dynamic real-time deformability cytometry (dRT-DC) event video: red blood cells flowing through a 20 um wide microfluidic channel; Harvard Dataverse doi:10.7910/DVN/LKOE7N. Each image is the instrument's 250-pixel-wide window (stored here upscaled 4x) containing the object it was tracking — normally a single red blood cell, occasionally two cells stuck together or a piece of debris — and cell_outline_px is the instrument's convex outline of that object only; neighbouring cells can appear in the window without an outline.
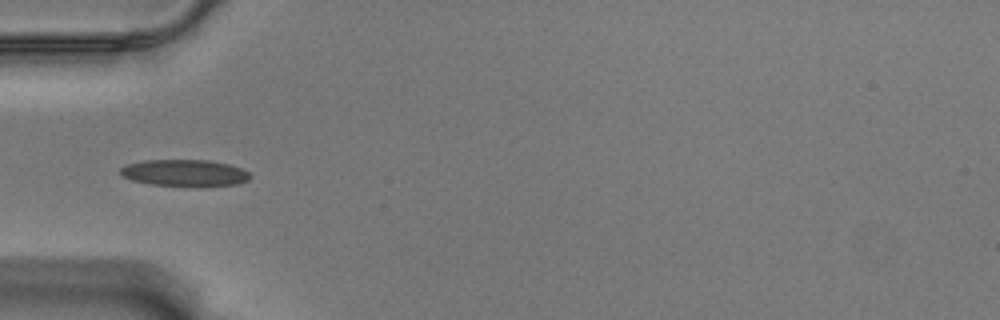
{"species": "Egyptian fruit bat (a non-hibernating species)", "species_latin": "Rousettus aegyptiacus", "temperature_condition": "warm", "stored_images_in_passage": 40, "camera_frame_rate_fps": 3000, "um_per_image_px": 0.085, "animal": {"sex": "male"}, "frame": {"image": 1, "passage_image": 1, "time_ms": 0.0, "image_size_px": [1000, 320], "cell_outline_px": [[252, 176], [248, 180], [236, 184], [200, 188], [192, 188], [152, 184], [132, 180], [120, 176], [120, 168], [128, 164], [144, 160], [208, 160], [228, 164], [240, 168], [248, 172]], "centroid_in_image_um": [15.7, 14.73], "position_along_channel_um": 69.3, "area_um2": 20.69}}
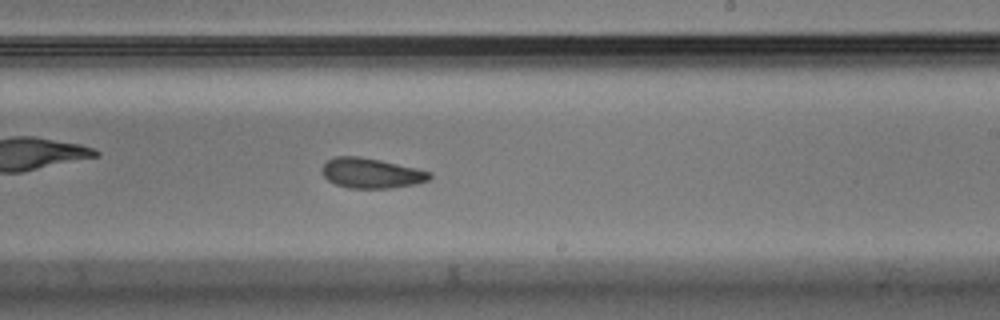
{"frame": {"image": 2, "passage_image": 17, "time_ms": 5.333, "image_size_px": [1000, 320], "cell_outline_px": [[432, 176], [428, 180], [416, 184], [388, 188], [348, 188], [336, 184], [328, 180], [320, 172], [320, 168], [328, 160], [336, 156], [360, 156], [380, 160], [416, 168], [432, 172]], "centroid_in_image_um": [31.54, 14.71], "position_along_channel_um": 257.5, "area_um2": 18.9}}
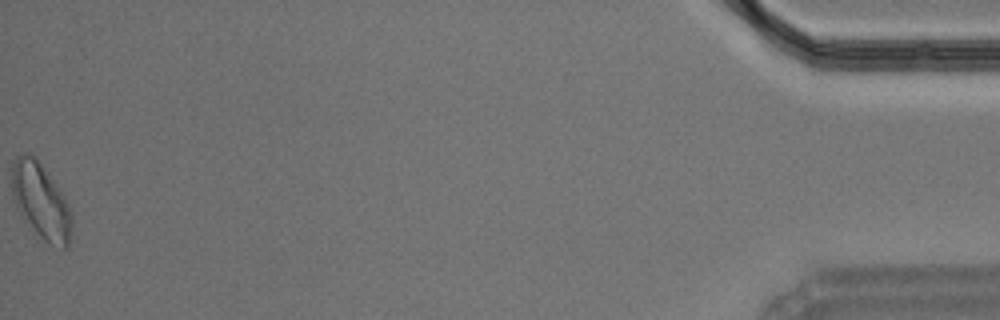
{"frame": {"image": 3, "passage_image": 40, "time_ms": 13.0, "image_size_px": [1000, 320], "cell_outline_px": [[72, 224], [68, 248], [64, 248], [44, 240], [36, 232], [16, 204], [12, 196], [12, 164], [16, 156], [24, 152], [36, 156], [64, 196], [72, 212]], "centroid_in_image_um": [3.49, 17.03], "position_along_channel_um": 431.7, "area_um2": 25.89}, "authors_computed_cell_mechanics": {"area_um2": 19.7965, "velocity_mm_per_s": 3.5184, "shape_relaxation_time_tau1_ms": null, "shape_relaxation_time_tau2_ms": 3.2017, "deformation_change_tau1": null, "deformation_change_tau2": 0.0909}}